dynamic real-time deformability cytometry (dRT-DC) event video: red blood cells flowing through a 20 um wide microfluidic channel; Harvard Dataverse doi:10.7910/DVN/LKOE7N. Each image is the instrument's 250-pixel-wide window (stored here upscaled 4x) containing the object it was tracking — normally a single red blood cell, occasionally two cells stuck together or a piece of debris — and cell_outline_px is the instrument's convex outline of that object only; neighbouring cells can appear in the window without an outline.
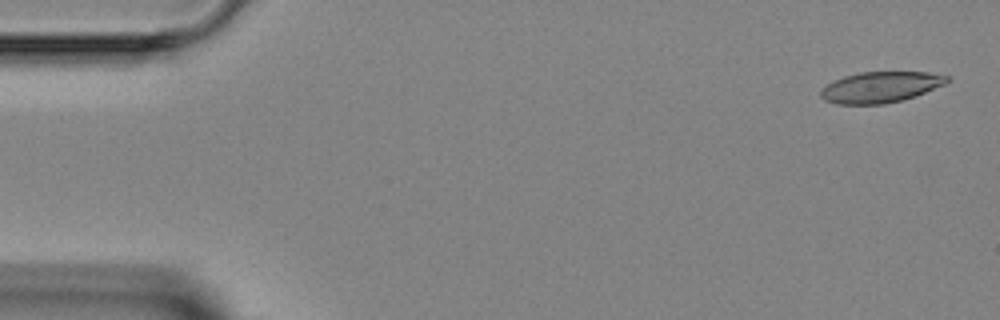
{"species": "Egyptian fruit bat (a non-hibernating species)", "species_latin": "Rousettus aegyptiacus", "temperature_condition": "room temperature", "stored_images_in_passage": 5, "camera_frame_rate_fps": 3000, "um_per_image_px": 0.085, "animal": {"sex": "female"}, "frame": {"image": 1, "passage_image": 1, "time_ms": 0.0, "image_size_px": [1000, 320], "cell_outline_px": [[948, 80], [944, 84], [924, 92], [900, 100], [884, 104], [836, 104], [824, 100], [820, 96], [820, 92], [828, 84], [844, 76], [860, 72], [928, 72], [948, 76]], "centroid_in_image_um": [74.81, 7.4], "position_along_channel_um": 10.2, "area_um2": 22.31}}
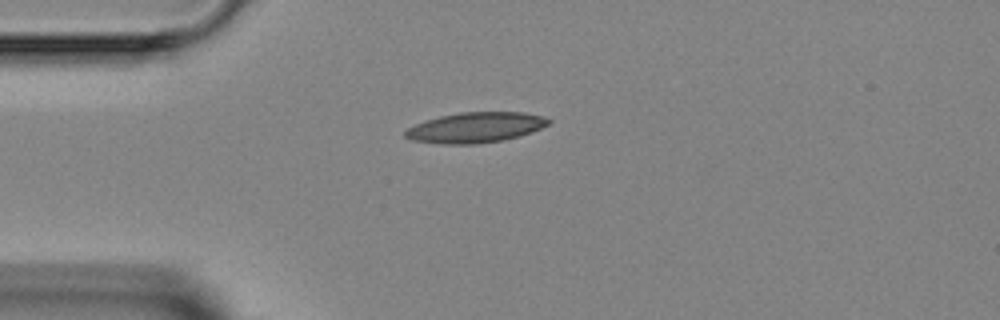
{"frame": {"image": 2, "passage_image": 4, "time_ms": 3.333, "image_size_px": [1000, 320], "cell_outline_px": [[552, 120], [548, 124], [532, 132], [520, 136], [504, 140], [476, 144], [444, 144], [412, 140], [404, 136], [404, 132], [408, 128], [416, 124], [440, 116], [460, 112], [524, 112], [544, 116]], "centroid_in_image_um": [40.45, 10.84], "position_along_channel_um": 44.6, "area_um2": 25.32}}